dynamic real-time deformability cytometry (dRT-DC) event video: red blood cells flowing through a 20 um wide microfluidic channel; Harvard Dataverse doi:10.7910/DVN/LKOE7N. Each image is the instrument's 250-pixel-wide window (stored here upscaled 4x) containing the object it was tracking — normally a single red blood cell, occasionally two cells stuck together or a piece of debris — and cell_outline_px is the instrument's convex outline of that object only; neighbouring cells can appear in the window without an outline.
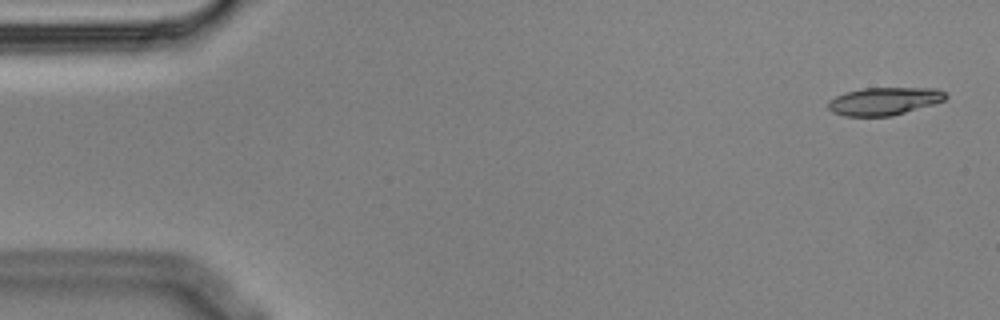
{"species": "Egyptian fruit bat (a non-hibernating species)", "species_latin": "Rousettus aegyptiacus", "temperature_condition": "cold", "stored_images_in_passage": 4, "camera_frame_rate_fps": 3000, "um_per_image_px": 0.085, "animal": {"sex": "male"}, "frame": {"image": 1, "passage_image": 1, "time_ms": 0.0, "image_size_px": [1000, 320], "cell_outline_px": [[948, 96], [944, 100], [936, 104], [892, 116], [844, 116], [832, 112], [828, 108], [828, 100], [836, 96], [848, 92], [864, 88], [936, 88], [944, 92]], "centroid_in_image_um": [75.18, 8.61], "position_along_channel_um": 9.8, "area_um2": 19.07}}
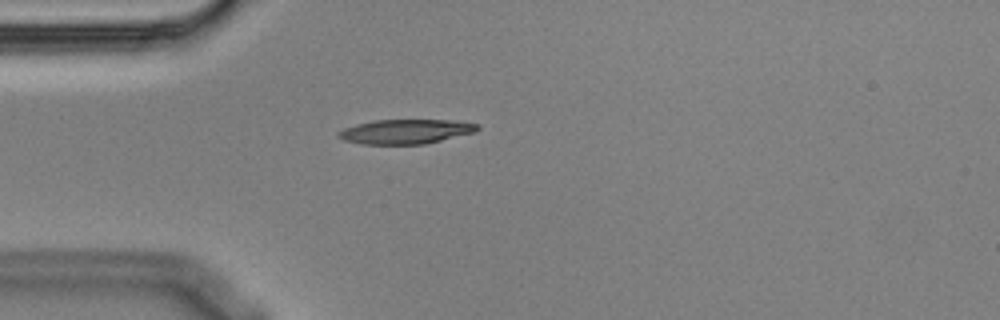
{"frame": {"image": 2, "passage_image": 4, "time_ms": 1.0, "image_size_px": [1000, 320], "cell_outline_px": [[480, 128], [472, 132], [424, 144], [360, 144], [344, 140], [336, 136], [336, 132], [344, 128], [356, 124], [372, 120], [456, 120], [480, 124]], "centroid_in_image_um": [34.43, 11.17], "position_along_channel_um": 50.6, "area_um2": 19.83}}